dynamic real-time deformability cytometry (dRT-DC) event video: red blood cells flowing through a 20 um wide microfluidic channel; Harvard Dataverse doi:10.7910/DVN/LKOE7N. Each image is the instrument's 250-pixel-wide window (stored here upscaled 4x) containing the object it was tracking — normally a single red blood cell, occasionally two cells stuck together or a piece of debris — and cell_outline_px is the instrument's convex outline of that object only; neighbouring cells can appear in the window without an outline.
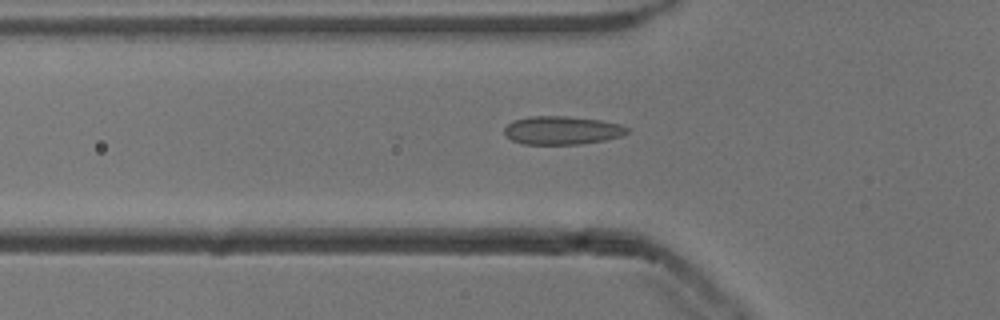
{"species": "common noctule bat (a hibernating species)", "species_latin": "Nyctalus noctula", "temperature_condition": "cold", "stored_images_in_passage": 39, "camera_frame_rate_fps": 3000, "um_per_image_px": 0.085, "animal": {"sex": "male", "body_mass_g": 13.3}, "frame": {"image": 1, "passage_image": 11, "time_ms": 3.333, "image_size_px": [1000, 320], "cell_outline_px": [[632, 128], [624, 136], [604, 140], [580, 144], [524, 144], [512, 140], [504, 132], [504, 128], [512, 120], [528, 116], [568, 116], [600, 120], [620, 124]], "centroid_in_image_um": [47.81, 11.07], "position_along_channel_um": 78.0, "area_um2": 20.46}}
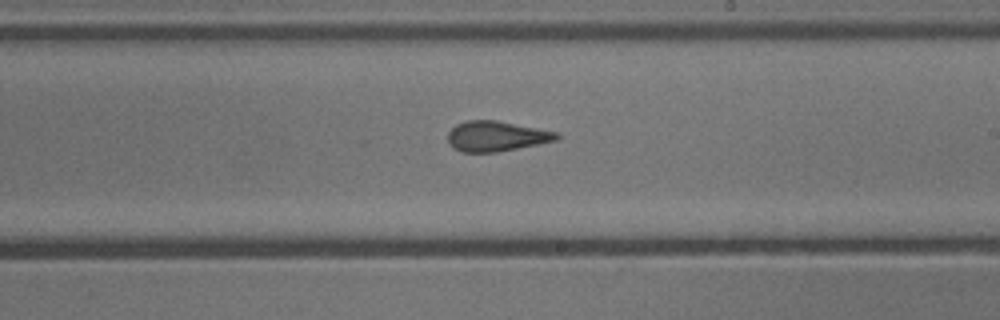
{"frame": {"image": 2, "passage_image": 24, "time_ms": 7.667, "image_size_px": [1000, 320], "cell_outline_px": [[560, 136], [556, 140], [540, 144], [496, 152], [464, 152], [452, 148], [448, 140], [448, 132], [456, 124], [464, 120], [496, 120], [556, 132]], "centroid_in_image_um": [42.15, 11.58], "position_along_channel_um": 246.9, "area_um2": 19.07}}
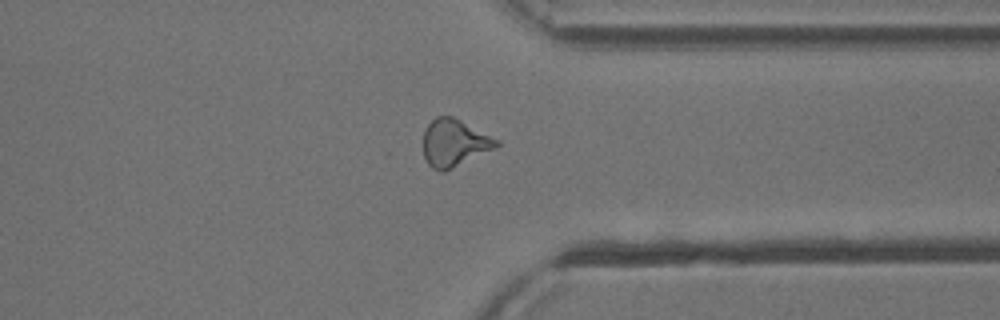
{"frame": {"image": 3, "passage_image": 34, "time_ms": 11.0, "image_size_px": [1000, 320], "cell_outline_px": [[500, 144], [496, 148], [444, 172], [440, 172], [432, 168], [428, 164], [424, 156], [424, 128], [436, 116], [452, 116], [500, 140]], "centroid_in_image_um": [38.62, 12.15], "position_along_channel_um": 372.8, "area_um2": 20.17}}